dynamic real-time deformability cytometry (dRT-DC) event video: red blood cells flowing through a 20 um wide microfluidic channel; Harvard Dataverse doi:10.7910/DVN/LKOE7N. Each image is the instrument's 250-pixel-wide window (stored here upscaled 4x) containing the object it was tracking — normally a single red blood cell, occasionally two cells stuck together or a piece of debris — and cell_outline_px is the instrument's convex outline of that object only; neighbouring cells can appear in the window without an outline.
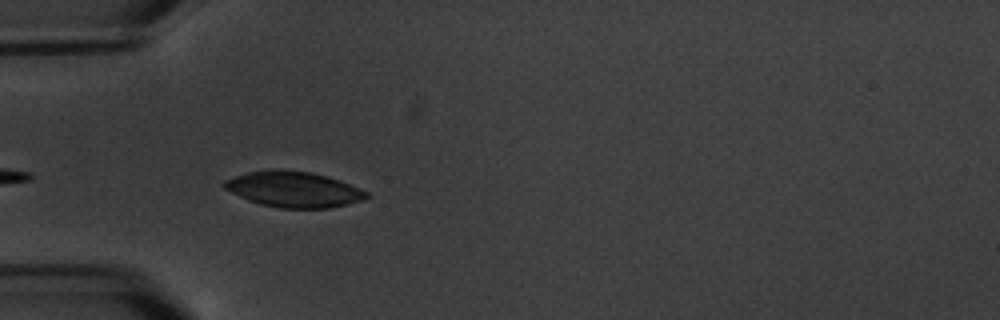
{"species": "common noctule bat (a hibernating species)", "species_latin": "Nyctalus noctula", "temperature_condition": "warm", "stored_images_in_passage": 6, "camera_frame_rate_fps": 3000, "um_per_image_px": 0.085, "animal": {"sex": "male", "body_mass_g": 20.1, "forearm_length_mm": 53.5}, "frame": {"image": 1, "passage_image": 5, "time_ms": 5.667, "image_size_px": [1000, 320], "cell_outline_px": [[372, 196], [348, 204], [328, 208], [280, 208], [260, 204], [248, 200], [224, 188], [220, 184], [224, 180], [248, 172], [276, 168], [308, 172], [328, 176], [368, 192]], "centroid_in_image_um": [24.94, 16.09], "position_along_channel_um": 60.1, "area_um2": 29.48}}